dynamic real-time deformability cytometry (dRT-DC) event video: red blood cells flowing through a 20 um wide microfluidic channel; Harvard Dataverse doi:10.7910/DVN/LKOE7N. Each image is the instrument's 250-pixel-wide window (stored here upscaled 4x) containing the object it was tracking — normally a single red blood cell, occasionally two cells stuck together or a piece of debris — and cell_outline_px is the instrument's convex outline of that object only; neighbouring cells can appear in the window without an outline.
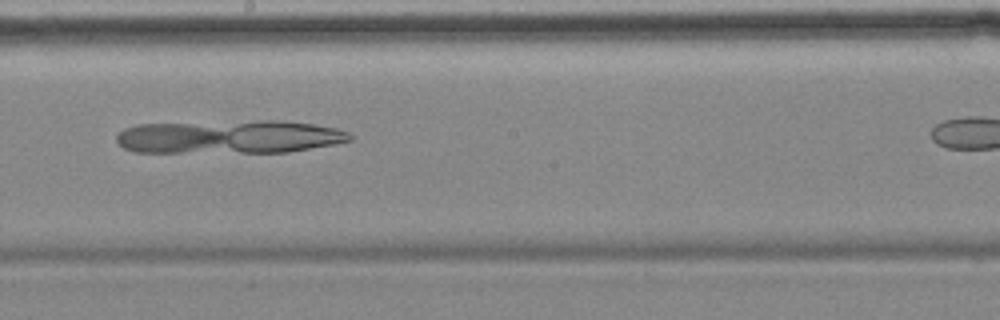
{"species": "common noctule bat (a hibernating species)", "species_latin": "Nyctalus noctula", "temperature_condition": "cold", "stored_images_in_passage": 9, "camera_frame_rate_fps": 3000, "um_per_image_px": 0.085, "animal": {"sex": "female", "body_mass_g": 18.4}, "frame": {"image": 1, "passage_image": 6, "time_ms": 6.0, "image_size_px": [1000, 320], "cell_outline_px": [[352, 140], [332, 144], [288, 152], [136, 152], [124, 148], [116, 140], [116, 136], [124, 128], [136, 124], [260, 120], [276, 120], [312, 124], [336, 128], [348, 132], [352, 136]], "centroid_in_image_um": [19.47, 11.62], "position_along_channel_um": 228.7, "area_um2": 45.37}}